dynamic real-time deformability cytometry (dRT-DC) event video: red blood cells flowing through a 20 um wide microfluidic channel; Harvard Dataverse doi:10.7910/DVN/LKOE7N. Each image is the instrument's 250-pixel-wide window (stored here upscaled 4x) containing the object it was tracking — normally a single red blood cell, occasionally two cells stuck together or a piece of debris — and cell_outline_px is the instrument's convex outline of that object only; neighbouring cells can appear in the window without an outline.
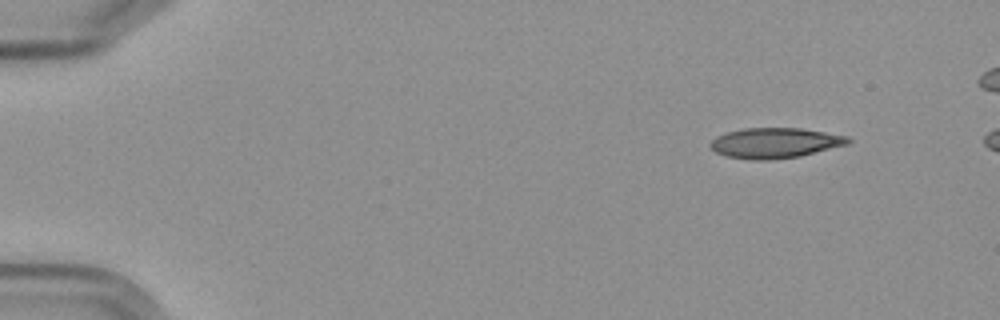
{"species": "Egyptian fruit bat (a non-hibernating species)", "species_latin": "Rousettus aegyptiacus", "temperature_condition": "cold", "stored_images_in_passage": 5, "camera_frame_rate_fps": 3000, "um_per_image_px": 0.085, "frame": {"image": 1, "passage_image": 1, "time_ms": 0.0, "image_size_px": [1000, 320], "cell_outline_px": [[852, 140], [848, 144], [800, 156], [764, 160], [756, 160], [728, 156], [716, 152], [708, 144], [716, 136], [728, 132], [744, 128], [800, 128], [848, 136]], "centroid_in_image_um": [65.88, 12.14], "position_along_channel_um": 19.1, "area_um2": 24.04}}